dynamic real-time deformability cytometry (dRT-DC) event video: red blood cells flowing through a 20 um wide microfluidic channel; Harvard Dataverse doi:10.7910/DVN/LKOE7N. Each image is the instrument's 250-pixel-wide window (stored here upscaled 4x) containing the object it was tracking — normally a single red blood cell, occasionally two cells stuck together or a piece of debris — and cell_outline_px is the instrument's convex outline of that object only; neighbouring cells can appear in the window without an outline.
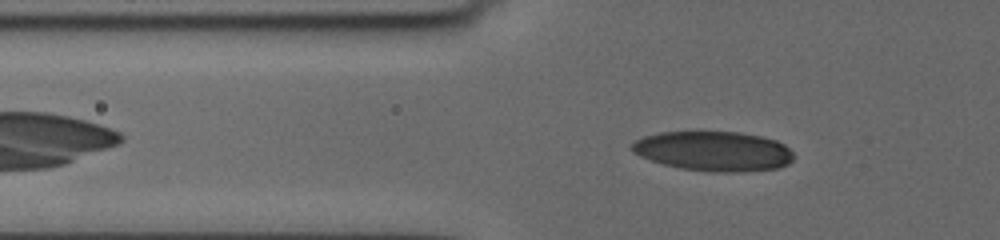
{"species": "human", "species_latin": "Homo sapiens", "temperature_condition": "cold", "stored_images_in_passage": 40, "camera_frame_rate_fps": 3000, "um_per_image_px": 0.085, "donor": {"sex": "female"}, "frame": {"image": 1, "passage_image": 3, "time_ms": 0.667, "image_size_px": [1000, 240], "cell_outline_px": [[792, 160], [788, 164], [780, 168], [744, 172], [712, 172], [680, 168], [664, 164], [640, 156], [632, 152], [632, 144], [636, 140], [644, 136], [660, 132], [740, 132], [760, 136], [776, 140], [784, 144], [792, 152]], "centroid_in_image_um": [60.68, 12.85], "position_along_channel_um": 65.1, "area_um2": 37.45}}
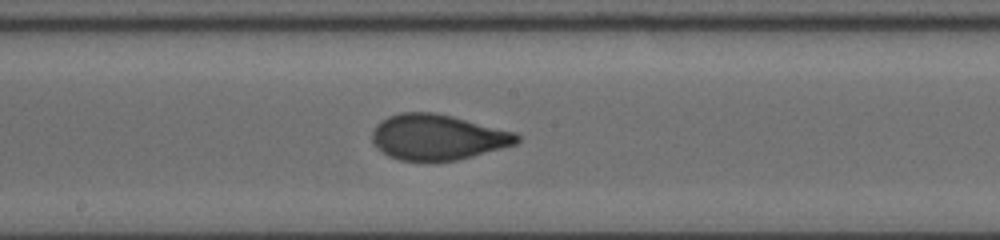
{"frame": {"image": 2, "passage_image": 16, "time_ms": 5.0, "image_size_px": [1000, 240], "cell_outline_px": [[520, 140], [516, 144], [472, 156], [456, 160], [400, 160], [388, 156], [380, 152], [376, 148], [372, 140], [372, 132], [376, 124], [380, 120], [388, 116], [400, 112], [432, 112], [452, 116], [516, 132], [520, 136]], "centroid_in_image_um": [37.16, 11.64], "position_along_channel_um": 211.0, "area_um2": 38.38}}
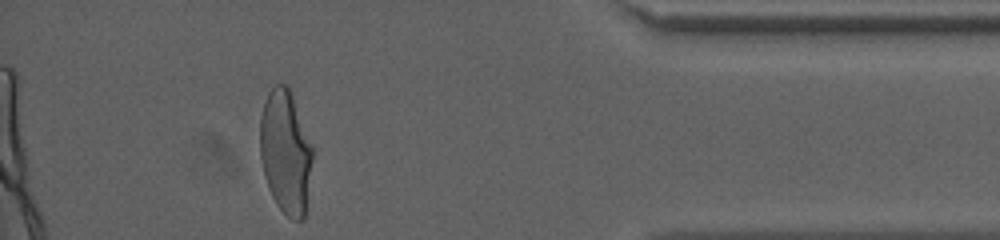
{"frame": {"image": 3, "passage_image": 35, "time_ms": 11.333, "image_size_px": [1000, 240], "cell_outline_px": [[312, 160], [304, 220], [292, 220], [276, 204], [272, 196], [264, 176], [260, 156], [260, 116], [268, 92], [276, 84], [284, 84], [288, 88], [292, 96], [312, 148]], "centroid_in_image_um": [24.25, 12.95], "position_along_channel_um": 411.0, "area_um2": 37.17}, "authors_computed_cell_mechanics": {"area_um2": 38.3792, "velocity_mm_per_s": 3.6421, "shape_relaxation_time_tau1_ms": 3.7319, "shape_relaxation_time_tau2_ms": 0.6336, "deformation_change_tau1": 0.1907, "deformation_change_tau2": 0.0624}}